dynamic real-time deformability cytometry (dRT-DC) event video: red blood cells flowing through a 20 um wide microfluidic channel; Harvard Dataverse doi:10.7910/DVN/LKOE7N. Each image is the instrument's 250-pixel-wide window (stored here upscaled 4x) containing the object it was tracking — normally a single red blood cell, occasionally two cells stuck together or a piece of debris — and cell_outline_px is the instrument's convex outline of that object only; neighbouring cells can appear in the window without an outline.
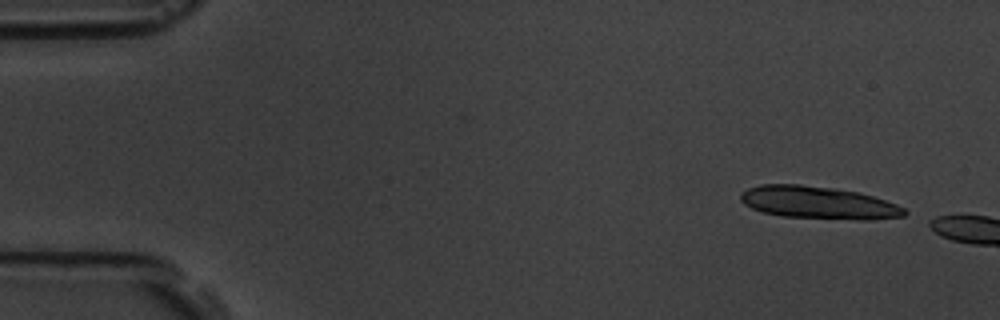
{"species": "common noctule bat (a hibernating species)", "species_latin": "Nyctalus noctula", "temperature_condition": "room temperature", "stored_images_in_passage": 4, "camera_frame_rate_fps": 3000, "um_per_image_px": 0.085, "animal": {"sex": "male", "body_mass_g": 19.5, "forearm_length_mm": 54.6}, "frame": {"image": 1, "passage_image": 1, "time_ms": 0.0, "image_size_px": [1000, 320], "cell_outline_px": [[908, 212], [904, 216], [868, 220], [860, 220], [784, 216], [764, 212], [752, 208], [744, 204], [740, 200], [740, 192], [748, 188], [760, 184], [800, 184], [832, 188], [860, 192], [896, 204], [904, 208]], "centroid_in_image_um": [69.55, 17.22], "position_along_channel_um": 15.5, "area_um2": 30.98}}